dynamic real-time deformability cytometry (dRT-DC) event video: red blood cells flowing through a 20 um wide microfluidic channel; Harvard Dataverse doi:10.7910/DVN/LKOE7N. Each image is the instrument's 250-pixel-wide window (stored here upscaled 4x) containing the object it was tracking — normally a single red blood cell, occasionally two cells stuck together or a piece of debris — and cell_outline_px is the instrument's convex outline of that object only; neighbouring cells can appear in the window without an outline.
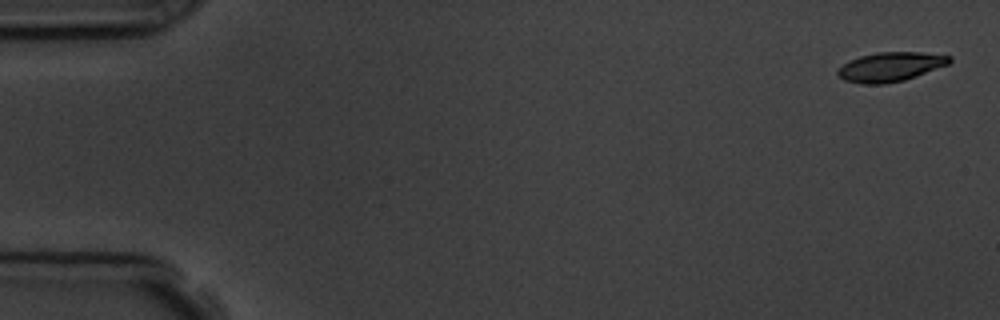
{"species": "common noctule bat (a hibernating species)", "species_latin": "Nyctalus noctula", "temperature_condition": "room temperature", "stored_images_in_passage": 5, "camera_frame_rate_fps": 3000, "um_per_image_px": 0.085, "animal": {"sex": "male", "body_mass_g": 19.5, "forearm_length_mm": 54.6}, "frame": {"image": 1, "passage_image": 1, "time_ms": 0.0, "image_size_px": [1000, 320], "cell_outline_px": [[952, 60], [948, 64], [916, 76], [904, 80], [884, 84], [864, 84], [844, 80], [836, 72], [848, 60], [860, 56], [876, 52], [920, 52], [952, 56]], "centroid_in_image_um": [75.69, 5.67], "position_along_channel_um": 9.3, "area_um2": 18.96}}
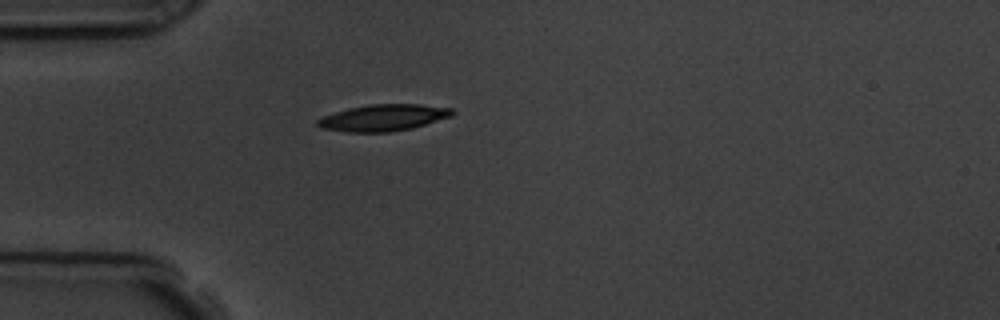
{"frame": {"image": 2, "passage_image": 5, "time_ms": 4.667, "image_size_px": [1000, 320], "cell_outline_px": [[456, 112], [452, 116], [412, 128], [388, 132], [348, 132], [320, 128], [316, 124], [316, 120], [324, 116], [348, 108], [368, 104], [420, 104], [452, 108]], "centroid_in_image_um": [32.59, 10.0], "position_along_channel_um": 52.4, "area_um2": 20.87}}